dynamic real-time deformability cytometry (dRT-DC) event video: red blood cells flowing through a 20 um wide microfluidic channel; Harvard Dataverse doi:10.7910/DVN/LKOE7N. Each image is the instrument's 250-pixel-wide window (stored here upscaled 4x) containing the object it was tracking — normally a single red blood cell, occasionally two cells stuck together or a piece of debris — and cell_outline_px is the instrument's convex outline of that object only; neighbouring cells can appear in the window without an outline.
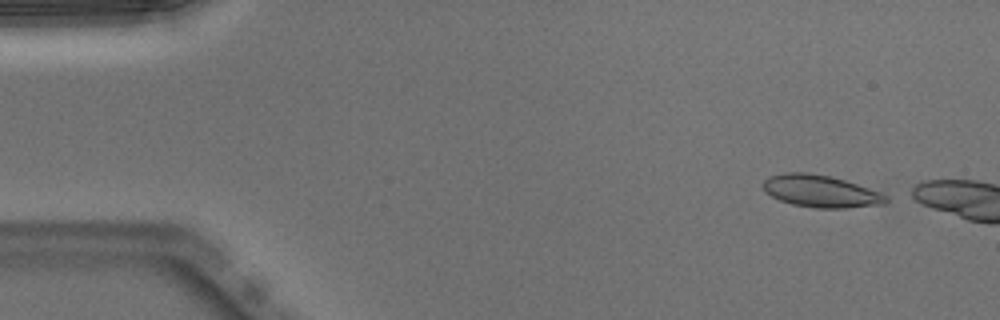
{"species": "Egyptian fruit bat (a non-hibernating species)", "species_latin": "Rousettus aegyptiacus", "temperature_condition": "warm", "stored_images_in_passage": 7, "camera_frame_rate_fps": 3000, "um_per_image_px": 0.085, "animal": {"sex": "male"}, "frame": {"image": 1, "passage_image": 3, "time_ms": 0.667, "image_size_px": [1000, 320], "cell_outline_px": [[888, 200], [884, 204], [844, 208], [816, 208], [792, 204], [780, 200], [764, 192], [760, 184], [768, 176], [784, 172], [808, 172], [832, 176], [856, 184], [888, 196]], "centroid_in_image_um": [69.68, 16.24], "position_along_channel_um": 15.3, "area_um2": 23.12}}